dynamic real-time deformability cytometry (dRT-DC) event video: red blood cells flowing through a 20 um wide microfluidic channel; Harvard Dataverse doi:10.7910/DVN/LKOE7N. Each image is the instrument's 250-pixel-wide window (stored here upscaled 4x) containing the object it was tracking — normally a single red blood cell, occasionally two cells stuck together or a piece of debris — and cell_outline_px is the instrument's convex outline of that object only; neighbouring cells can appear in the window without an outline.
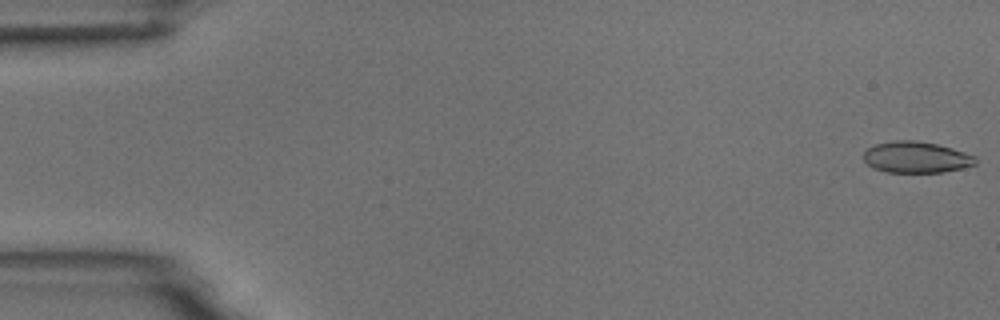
{"species": "common noctule bat (a hibernating species)", "species_latin": "Nyctalus noctula", "temperature_condition": "room temperature", "stored_images_in_passage": 5, "camera_frame_rate_fps": 3000, "um_per_image_px": 0.085, "animal": {"sex": "male", "body_mass_g": 18.8}, "frame": {"image": 1, "passage_image": 1, "time_ms": 0.0, "image_size_px": [1000, 320], "cell_outline_px": [[976, 164], [944, 172], [888, 172], [872, 168], [864, 160], [864, 152], [868, 148], [876, 144], [892, 140], [916, 140], [936, 144], [952, 148], [976, 156]], "centroid_in_image_um": [77.86, 13.36], "position_along_channel_um": 7.1, "area_um2": 20.35}}
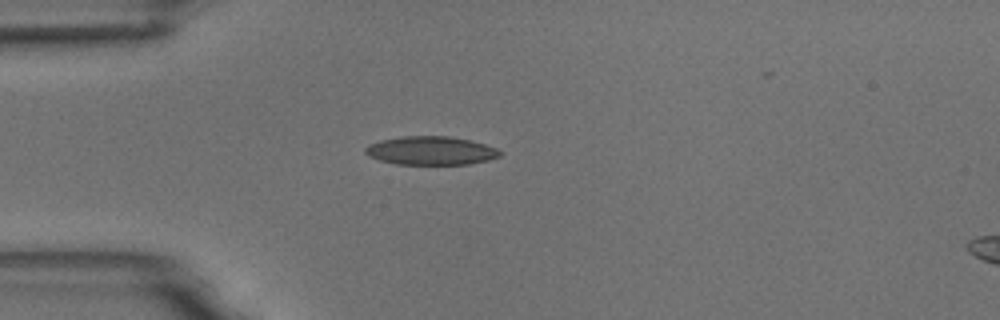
{"frame": {"image": 2, "passage_image": 4, "time_ms": 4.667, "image_size_px": [1000, 320], "cell_outline_px": [[500, 156], [488, 160], [468, 164], [396, 164], [380, 160], [368, 156], [364, 152], [364, 148], [368, 144], [380, 140], [404, 136], [448, 136], [468, 140], [484, 144], [496, 148], [500, 152]], "centroid_in_image_um": [36.57, 12.8], "position_along_channel_um": 48.4, "area_um2": 22.25}}